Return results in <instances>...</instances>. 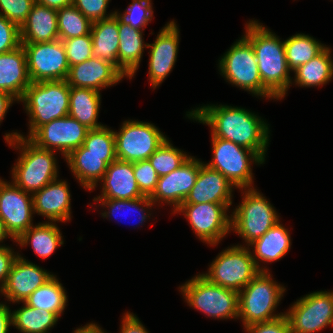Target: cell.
Returning a JSON list of instances; mask_svg holds the SVG:
<instances>
[{
    "label": "cell",
    "mask_w": 333,
    "mask_h": 333,
    "mask_svg": "<svg viewBox=\"0 0 333 333\" xmlns=\"http://www.w3.org/2000/svg\"><path fill=\"white\" fill-rule=\"evenodd\" d=\"M30 195L14 183H6L0 178V217L13 240L33 226L34 206Z\"/></svg>",
    "instance_id": "2e32d148"
},
{
    "label": "cell",
    "mask_w": 333,
    "mask_h": 333,
    "mask_svg": "<svg viewBox=\"0 0 333 333\" xmlns=\"http://www.w3.org/2000/svg\"><path fill=\"white\" fill-rule=\"evenodd\" d=\"M254 246V262L260 271H268L260 268L257 259L264 262L280 260L287 254L291 246V239L288 230L278 221L263 236L256 239L249 246Z\"/></svg>",
    "instance_id": "83f0119b"
},
{
    "label": "cell",
    "mask_w": 333,
    "mask_h": 333,
    "mask_svg": "<svg viewBox=\"0 0 333 333\" xmlns=\"http://www.w3.org/2000/svg\"><path fill=\"white\" fill-rule=\"evenodd\" d=\"M12 324V312L8 306L0 303V333H8V328Z\"/></svg>",
    "instance_id": "681fc988"
},
{
    "label": "cell",
    "mask_w": 333,
    "mask_h": 333,
    "mask_svg": "<svg viewBox=\"0 0 333 333\" xmlns=\"http://www.w3.org/2000/svg\"><path fill=\"white\" fill-rule=\"evenodd\" d=\"M74 333H105L97 324L89 323L84 327L78 328Z\"/></svg>",
    "instance_id": "f5cc1de1"
},
{
    "label": "cell",
    "mask_w": 333,
    "mask_h": 333,
    "mask_svg": "<svg viewBox=\"0 0 333 333\" xmlns=\"http://www.w3.org/2000/svg\"><path fill=\"white\" fill-rule=\"evenodd\" d=\"M93 201H98L102 206H106L110 211H106L104 213H101L104 217H110V214L113 216L116 214V212H120L123 209H130L131 212L133 211H139L140 215V223L142 224L143 221H145L146 217H148L144 212L143 206L148 208L152 207L154 204L148 196H143L141 198L136 199H129V200H119V199H94ZM139 206V207H138ZM142 206V207H141ZM128 207V208H127ZM140 208V209H139ZM128 209V210H129ZM127 210V211H128ZM141 213V214H140ZM143 214V215H142Z\"/></svg>",
    "instance_id": "60d3db41"
},
{
    "label": "cell",
    "mask_w": 333,
    "mask_h": 333,
    "mask_svg": "<svg viewBox=\"0 0 333 333\" xmlns=\"http://www.w3.org/2000/svg\"><path fill=\"white\" fill-rule=\"evenodd\" d=\"M125 75L111 62L91 57L71 66L66 82L72 87H84L100 92L101 88L118 83Z\"/></svg>",
    "instance_id": "ffe728a7"
},
{
    "label": "cell",
    "mask_w": 333,
    "mask_h": 333,
    "mask_svg": "<svg viewBox=\"0 0 333 333\" xmlns=\"http://www.w3.org/2000/svg\"><path fill=\"white\" fill-rule=\"evenodd\" d=\"M22 46L31 82L66 80L70 66L60 39Z\"/></svg>",
    "instance_id": "4fadbf2b"
},
{
    "label": "cell",
    "mask_w": 333,
    "mask_h": 333,
    "mask_svg": "<svg viewBox=\"0 0 333 333\" xmlns=\"http://www.w3.org/2000/svg\"><path fill=\"white\" fill-rule=\"evenodd\" d=\"M232 183L219 171L202 164L196 183L182 204H232Z\"/></svg>",
    "instance_id": "44dd1931"
},
{
    "label": "cell",
    "mask_w": 333,
    "mask_h": 333,
    "mask_svg": "<svg viewBox=\"0 0 333 333\" xmlns=\"http://www.w3.org/2000/svg\"><path fill=\"white\" fill-rule=\"evenodd\" d=\"M326 46L309 35L296 34L284 41L285 55L290 70L308 63L317 56Z\"/></svg>",
    "instance_id": "e575fe53"
},
{
    "label": "cell",
    "mask_w": 333,
    "mask_h": 333,
    "mask_svg": "<svg viewBox=\"0 0 333 333\" xmlns=\"http://www.w3.org/2000/svg\"><path fill=\"white\" fill-rule=\"evenodd\" d=\"M66 51L69 66L82 63L92 57V38L91 33L61 40Z\"/></svg>",
    "instance_id": "ab89813d"
},
{
    "label": "cell",
    "mask_w": 333,
    "mask_h": 333,
    "mask_svg": "<svg viewBox=\"0 0 333 333\" xmlns=\"http://www.w3.org/2000/svg\"><path fill=\"white\" fill-rule=\"evenodd\" d=\"M189 157L166 139L148 160L160 177L179 168Z\"/></svg>",
    "instance_id": "74e56055"
},
{
    "label": "cell",
    "mask_w": 333,
    "mask_h": 333,
    "mask_svg": "<svg viewBox=\"0 0 333 333\" xmlns=\"http://www.w3.org/2000/svg\"><path fill=\"white\" fill-rule=\"evenodd\" d=\"M20 101L30 117L29 138L40 126L69 114L70 86L66 80L32 82Z\"/></svg>",
    "instance_id": "277c9868"
},
{
    "label": "cell",
    "mask_w": 333,
    "mask_h": 333,
    "mask_svg": "<svg viewBox=\"0 0 333 333\" xmlns=\"http://www.w3.org/2000/svg\"><path fill=\"white\" fill-rule=\"evenodd\" d=\"M179 44V30L174 21L162 28L150 48L149 80L153 88L160 85L174 67Z\"/></svg>",
    "instance_id": "ac0fdd59"
},
{
    "label": "cell",
    "mask_w": 333,
    "mask_h": 333,
    "mask_svg": "<svg viewBox=\"0 0 333 333\" xmlns=\"http://www.w3.org/2000/svg\"><path fill=\"white\" fill-rule=\"evenodd\" d=\"M244 38L252 45L262 84L282 99L292 83L285 55L284 42L257 21L247 23Z\"/></svg>",
    "instance_id": "7a4b0ae2"
},
{
    "label": "cell",
    "mask_w": 333,
    "mask_h": 333,
    "mask_svg": "<svg viewBox=\"0 0 333 333\" xmlns=\"http://www.w3.org/2000/svg\"><path fill=\"white\" fill-rule=\"evenodd\" d=\"M21 44L59 39L57 10L35 3L20 27Z\"/></svg>",
    "instance_id": "d4e9b609"
},
{
    "label": "cell",
    "mask_w": 333,
    "mask_h": 333,
    "mask_svg": "<svg viewBox=\"0 0 333 333\" xmlns=\"http://www.w3.org/2000/svg\"><path fill=\"white\" fill-rule=\"evenodd\" d=\"M220 72L228 82L254 95L277 99L263 84L252 45L242 37L219 60Z\"/></svg>",
    "instance_id": "52a82bcc"
},
{
    "label": "cell",
    "mask_w": 333,
    "mask_h": 333,
    "mask_svg": "<svg viewBox=\"0 0 333 333\" xmlns=\"http://www.w3.org/2000/svg\"><path fill=\"white\" fill-rule=\"evenodd\" d=\"M68 189L67 182L55 179L35 192L32 195L34 213L45 216L52 222L70 220L71 195Z\"/></svg>",
    "instance_id": "cb8c5ba5"
},
{
    "label": "cell",
    "mask_w": 333,
    "mask_h": 333,
    "mask_svg": "<svg viewBox=\"0 0 333 333\" xmlns=\"http://www.w3.org/2000/svg\"><path fill=\"white\" fill-rule=\"evenodd\" d=\"M188 113V118L209 125L214 137L248 148L265 161L269 128L254 113L227 105L198 107Z\"/></svg>",
    "instance_id": "6da1fadb"
},
{
    "label": "cell",
    "mask_w": 333,
    "mask_h": 333,
    "mask_svg": "<svg viewBox=\"0 0 333 333\" xmlns=\"http://www.w3.org/2000/svg\"><path fill=\"white\" fill-rule=\"evenodd\" d=\"M57 22L60 40L91 33L92 22L73 4L57 10Z\"/></svg>",
    "instance_id": "d590c367"
},
{
    "label": "cell",
    "mask_w": 333,
    "mask_h": 333,
    "mask_svg": "<svg viewBox=\"0 0 333 333\" xmlns=\"http://www.w3.org/2000/svg\"><path fill=\"white\" fill-rule=\"evenodd\" d=\"M89 130L67 115L40 126L28 139L40 148L54 152L60 150L66 158L83 145Z\"/></svg>",
    "instance_id": "9a60e30c"
},
{
    "label": "cell",
    "mask_w": 333,
    "mask_h": 333,
    "mask_svg": "<svg viewBox=\"0 0 333 333\" xmlns=\"http://www.w3.org/2000/svg\"><path fill=\"white\" fill-rule=\"evenodd\" d=\"M291 333H315L333 325V292L317 291L297 300L285 313Z\"/></svg>",
    "instance_id": "7c38bea8"
},
{
    "label": "cell",
    "mask_w": 333,
    "mask_h": 333,
    "mask_svg": "<svg viewBox=\"0 0 333 333\" xmlns=\"http://www.w3.org/2000/svg\"><path fill=\"white\" fill-rule=\"evenodd\" d=\"M245 329L248 333H291L290 324L285 315L271 321L248 325Z\"/></svg>",
    "instance_id": "bcb514c9"
},
{
    "label": "cell",
    "mask_w": 333,
    "mask_h": 333,
    "mask_svg": "<svg viewBox=\"0 0 333 333\" xmlns=\"http://www.w3.org/2000/svg\"><path fill=\"white\" fill-rule=\"evenodd\" d=\"M203 162L189 157L179 168L170 174L160 176L153 194L149 197L155 203H172L174 211L184 202L193 188Z\"/></svg>",
    "instance_id": "e0dca14e"
},
{
    "label": "cell",
    "mask_w": 333,
    "mask_h": 333,
    "mask_svg": "<svg viewBox=\"0 0 333 333\" xmlns=\"http://www.w3.org/2000/svg\"><path fill=\"white\" fill-rule=\"evenodd\" d=\"M329 47H325L308 63L299 66L295 73V83L303 87H313L326 84L333 77V61Z\"/></svg>",
    "instance_id": "1f68e13d"
},
{
    "label": "cell",
    "mask_w": 333,
    "mask_h": 333,
    "mask_svg": "<svg viewBox=\"0 0 333 333\" xmlns=\"http://www.w3.org/2000/svg\"><path fill=\"white\" fill-rule=\"evenodd\" d=\"M92 56L111 62L118 68V19L112 16L92 23Z\"/></svg>",
    "instance_id": "f1b7e54d"
},
{
    "label": "cell",
    "mask_w": 333,
    "mask_h": 333,
    "mask_svg": "<svg viewBox=\"0 0 333 333\" xmlns=\"http://www.w3.org/2000/svg\"><path fill=\"white\" fill-rule=\"evenodd\" d=\"M212 262L208 273L201 274L209 282L240 292L261 272L249 248L242 245L228 247Z\"/></svg>",
    "instance_id": "9c48e42d"
},
{
    "label": "cell",
    "mask_w": 333,
    "mask_h": 333,
    "mask_svg": "<svg viewBox=\"0 0 333 333\" xmlns=\"http://www.w3.org/2000/svg\"><path fill=\"white\" fill-rule=\"evenodd\" d=\"M187 303L209 317L238 318V292L209 282L201 274L181 286Z\"/></svg>",
    "instance_id": "8992f818"
},
{
    "label": "cell",
    "mask_w": 333,
    "mask_h": 333,
    "mask_svg": "<svg viewBox=\"0 0 333 333\" xmlns=\"http://www.w3.org/2000/svg\"><path fill=\"white\" fill-rule=\"evenodd\" d=\"M70 154L116 155L114 131L106 126L89 130L83 145Z\"/></svg>",
    "instance_id": "8d00e7d4"
},
{
    "label": "cell",
    "mask_w": 333,
    "mask_h": 333,
    "mask_svg": "<svg viewBox=\"0 0 333 333\" xmlns=\"http://www.w3.org/2000/svg\"><path fill=\"white\" fill-rule=\"evenodd\" d=\"M59 317L50 311L24 306L12 312V325L23 333H47Z\"/></svg>",
    "instance_id": "836d02e7"
},
{
    "label": "cell",
    "mask_w": 333,
    "mask_h": 333,
    "mask_svg": "<svg viewBox=\"0 0 333 333\" xmlns=\"http://www.w3.org/2000/svg\"><path fill=\"white\" fill-rule=\"evenodd\" d=\"M232 204H181L175 212H182L196 235L210 245H216L231 230V217L226 210Z\"/></svg>",
    "instance_id": "5bb4252c"
},
{
    "label": "cell",
    "mask_w": 333,
    "mask_h": 333,
    "mask_svg": "<svg viewBox=\"0 0 333 333\" xmlns=\"http://www.w3.org/2000/svg\"><path fill=\"white\" fill-rule=\"evenodd\" d=\"M20 27L0 15V54L21 46Z\"/></svg>",
    "instance_id": "ee69618b"
},
{
    "label": "cell",
    "mask_w": 333,
    "mask_h": 333,
    "mask_svg": "<svg viewBox=\"0 0 333 333\" xmlns=\"http://www.w3.org/2000/svg\"><path fill=\"white\" fill-rule=\"evenodd\" d=\"M270 275L268 271L259 272L243 290L238 292V317L242 319L244 327L285 315L273 314L286 289L274 282Z\"/></svg>",
    "instance_id": "5b68a950"
},
{
    "label": "cell",
    "mask_w": 333,
    "mask_h": 333,
    "mask_svg": "<svg viewBox=\"0 0 333 333\" xmlns=\"http://www.w3.org/2000/svg\"><path fill=\"white\" fill-rule=\"evenodd\" d=\"M7 236L11 237L10 234L8 233V231L5 228L3 220L0 217V242L3 241L4 239H6Z\"/></svg>",
    "instance_id": "db71d44e"
},
{
    "label": "cell",
    "mask_w": 333,
    "mask_h": 333,
    "mask_svg": "<svg viewBox=\"0 0 333 333\" xmlns=\"http://www.w3.org/2000/svg\"><path fill=\"white\" fill-rule=\"evenodd\" d=\"M31 83L26 52L22 45L15 50L0 54V91L20 101Z\"/></svg>",
    "instance_id": "7402d4cb"
},
{
    "label": "cell",
    "mask_w": 333,
    "mask_h": 333,
    "mask_svg": "<svg viewBox=\"0 0 333 333\" xmlns=\"http://www.w3.org/2000/svg\"><path fill=\"white\" fill-rule=\"evenodd\" d=\"M14 100L16 101V99L10 94L0 91V122L4 119L8 108Z\"/></svg>",
    "instance_id": "f907efd6"
},
{
    "label": "cell",
    "mask_w": 333,
    "mask_h": 333,
    "mask_svg": "<svg viewBox=\"0 0 333 333\" xmlns=\"http://www.w3.org/2000/svg\"><path fill=\"white\" fill-rule=\"evenodd\" d=\"M23 303L37 309L53 312L60 317L66 307L67 296L64 287L53 275Z\"/></svg>",
    "instance_id": "d6a6232c"
},
{
    "label": "cell",
    "mask_w": 333,
    "mask_h": 333,
    "mask_svg": "<svg viewBox=\"0 0 333 333\" xmlns=\"http://www.w3.org/2000/svg\"><path fill=\"white\" fill-rule=\"evenodd\" d=\"M125 13L118 14L114 12V16L123 24L130 25L132 28L143 30L149 21L152 20L153 11L151 0H132Z\"/></svg>",
    "instance_id": "f35d334b"
},
{
    "label": "cell",
    "mask_w": 333,
    "mask_h": 333,
    "mask_svg": "<svg viewBox=\"0 0 333 333\" xmlns=\"http://www.w3.org/2000/svg\"><path fill=\"white\" fill-rule=\"evenodd\" d=\"M100 97L99 91L70 86L68 115L90 130L103 127L102 124L97 122L101 101Z\"/></svg>",
    "instance_id": "f546056e"
},
{
    "label": "cell",
    "mask_w": 333,
    "mask_h": 333,
    "mask_svg": "<svg viewBox=\"0 0 333 333\" xmlns=\"http://www.w3.org/2000/svg\"><path fill=\"white\" fill-rule=\"evenodd\" d=\"M110 0H73V5L92 23L114 16H106V8Z\"/></svg>",
    "instance_id": "f6af8a7d"
},
{
    "label": "cell",
    "mask_w": 333,
    "mask_h": 333,
    "mask_svg": "<svg viewBox=\"0 0 333 333\" xmlns=\"http://www.w3.org/2000/svg\"><path fill=\"white\" fill-rule=\"evenodd\" d=\"M120 333H148V331L136 315L127 312L123 316Z\"/></svg>",
    "instance_id": "c3c4849f"
},
{
    "label": "cell",
    "mask_w": 333,
    "mask_h": 333,
    "mask_svg": "<svg viewBox=\"0 0 333 333\" xmlns=\"http://www.w3.org/2000/svg\"><path fill=\"white\" fill-rule=\"evenodd\" d=\"M25 138L17 132L5 135L6 142L22 152L12 170L13 183L33 195L57 179L58 169L54 151L40 148Z\"/></svg>",
    "instance_id": "3957f363"
},
{
    "label": "cell",
    "mask_w": 333,
    "mask_h": 333,
    "mask_svg": "<svg viewBox=\"0 0 333 333\" xmlns=\"http://www.w3.org/2000/svg\"><path fill=\"white\" fill-rule=\"evenodd\" d=\"M242 203L231 215L233 229L249 244L263 236L278 221L274 207L253 187L244 188Z\"/></svg>",
    "instance_id": "ba28073f"
},
{
    "label": "cell",
    "mask_w": 333,
    "mask_h": 333,
    "mask_svg": "<svg viewBox=\"0 0 333 333\" xmlns=\"http://www.w3.org/2000/svg\"><path fill=\"white\" fill-rule=\"evenodd\" d=\"M35 3L58 10L72 5L73 0H35Z\"/></svg>",
    "instance_id": "816d5d0a"
},
{
    "label": "cell",
    "mask_w": 333,
    "mask_h": 333,
    "mask_svg": "<svg viewBox=\"0 0 333 333\" xmlns=\"http://www.w3.org/2000/svg\"><path fill=\"white\" fill-rule=\"evenodd\" d=\"M133 170L141 193L150 197L155 191L159 178L155 169L149 160H142L133 163Z\"/></svg>",
    "instance_id": "b9f144b4"
},
{
    "label": "cell",
    "mask_w": 333,
    "mask_h": 333,
    "mask_svg": "<svg viewBox=\"0 0 333 333\" xmlns=\"http://www.w3.org/2000/svg\"><path fill=\"white\" fill-rule=\"evenodd\" d=\"M116 159V155L69 154L66 162L81 185L91 191Z\"/></svg>",
    "instance_id": "4316f807"
},
{
    "label": "cell",
    "mask_w": 333,
    "mask_h": 333,
    "mask_svg": "<svg viewBox=\"0 0 333 333\" xmlns=\"http://www.w3.org/2000/svg\"><path fill=\"white\" fill-rule=\"evenodd\" d=\"M53 274L19 256L13 262L4 287L0 293L7 301L24 302L38 287L46 283Z\"/></svg>",
    "instance_id": "d6986e66"
},
{
    "label": "cell",
    "mask_w": 333,
    "mask_h": 333,
    "mask_svg": "<svg viewBox=\"0 0 333 333\" xmlns=\"http://www.w3.org/2000/svg\"><path fill=\"white\" fill-rule=\"evenodd\" d=\"M114 135L117 159L132 163L148 160L167 139L153 124L137 120L124 121Z\"/></svg>",
    "instance_id": "8fae6325"
},
{
    "label": "cell",
    "mask_w": 333,
    "mask_h": 333,
    "mask_svg": "<svg viewBox=\"0 0 333 333\" xmlns=\"http://www.w3.org/2000/svg\"><path fill=\"white\" fill-rule=\"evenodd\" d=\"M119 48L118 69L131 79L139 67L144 48H147L142 39V31L123 24L118 20Z\"/></svg>",
    "instance_id": "484cf974"
},
{
    "label": "cell",
    "mask_w": 333,
    "mask_h": 333,
    "mask_svg": "<svg viewBox=\"0 0 333 333\" xmlns=\"http://www.w3.org/2000/svg\"><path fill=\"white\" fill-rule=\"evenodd\" d=\"M102 181V194L94 199L129 200L144 196L137 185L132 162L116 159L108 165Z\"/></svg>",
    "instance_id": "603a6c76"
},
{
    "label": "cell",
    "mask_w": 333,
    "mask_h": 333,
    "mask_svg": "<svg viewBox=\"0 0 333 333\" xmlns=\"http://www.w3.org/2000/svg\"><path fill=\"white\" fill-rule=\"evenodd\" d=\"M17 257L18 254H14L11 248L3 245L0 246V290L4 287L11 266Z\"/></svg>",
    "instance_id": "7dc6e473"
},
{
    "label": "cell",
    "mask_w": 333,
    "mask_h": 333,
    "mask_svg": "<svg viewBox=\"0 0 333 333\" xmlns=\"http://www.w3.org/2000/svg\"><path fill=\"white\" fill-rule=\"evenodd\" d=\"M59 228L52 222L39 223L31 226L17 240L21 246L31 242V246L41 258L49 257L59 245H63V239Z\"/></svg>",
    "instance_id": "4dcf8cb0"
},
{
    "label": "cell",
    "mask_w": 333,
    "mask_h": 333,
    "mask_svg": "<svg viewBox=\"0 0 333 333\" xmlns=\"http://www.w3.org/2000/svg\"><path fill=\"white\" fill-rule=\"evenodd\" d=\"M34 4L35 0H0V15L21 27Z\"/></svg>",
    "instance_id": "7bdbcfd3"
},
{
    "label": "cell",
    "mask_w": 333,
    "mask_h": 333,
    "mask_svg": "<svg viewBox=\"0 0 333 333\" xmlns=\"http://www.w3.org/2000/svg\"><path fill=\"white\" fill-rule=\"evenodd\" d=\"M213 159L206 165L219 171L234 187H252L251 162L262 164L264 161L252 150L231 141L216 138L212 134ZM251 161V162H250Z\"/></svg>",
    "instance_id": "30bf717a"
}]
</instances>
